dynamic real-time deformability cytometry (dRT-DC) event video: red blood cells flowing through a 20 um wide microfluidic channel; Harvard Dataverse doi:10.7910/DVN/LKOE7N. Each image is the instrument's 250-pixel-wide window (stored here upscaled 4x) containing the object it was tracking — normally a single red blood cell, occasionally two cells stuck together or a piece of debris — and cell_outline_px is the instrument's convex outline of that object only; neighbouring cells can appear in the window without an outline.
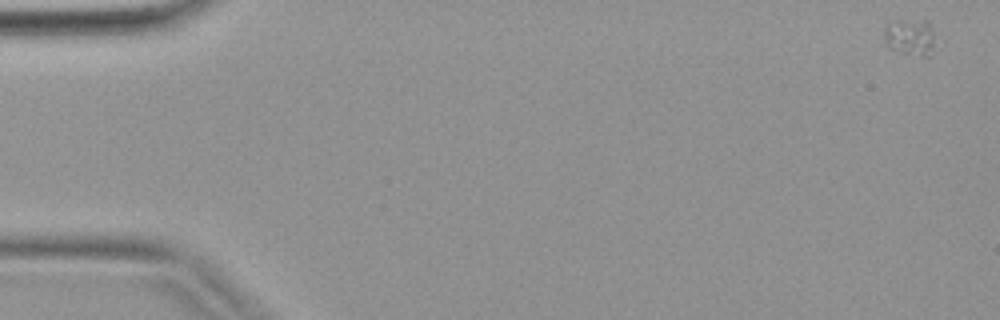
{"species": "common noctule bat (a hibernating species)", "species_latin": "Nyctalus noctula", "temperature_condition": "warm", "stored_images_in_passage": 5, "camera_frame_rate_fps": 3000, "um_per_image_px": 0.085, "animal": {"sex": "female", "body_mass_g": 19.9}, "frame": {"image": 1, "passage_image": 1, "time_ms": 0.0, "image_size_px": [1000, 320], "cell_outline_px": [[944, 40], [928, 56], [920, 56], [900, 52], [888, 48], [884, 40], [884, 28], [892, 20], [928, 20]], "centroid_in_image_um": [77.53, 3.15], "position_along_channel_um": 7.5, "area_um2": 12.14}}